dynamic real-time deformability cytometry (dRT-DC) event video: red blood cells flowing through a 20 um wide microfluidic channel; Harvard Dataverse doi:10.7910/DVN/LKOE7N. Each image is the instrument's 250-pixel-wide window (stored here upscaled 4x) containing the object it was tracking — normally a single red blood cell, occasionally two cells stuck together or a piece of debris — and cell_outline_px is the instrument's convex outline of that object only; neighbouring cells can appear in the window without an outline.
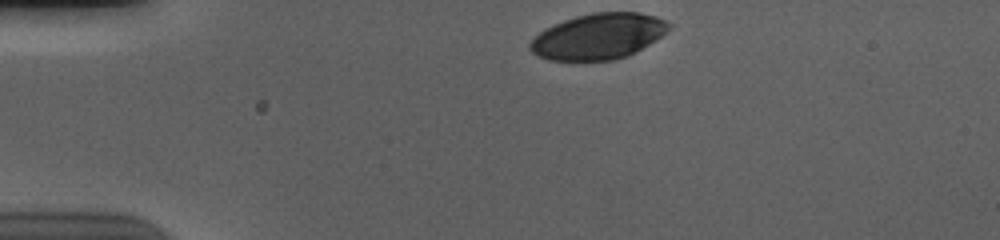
{"species": "human", "species_latin": "Homo sapiens", "temperature_condition": "cold", "stored_images_in_passage": 36, "camera_frame_rate_fps": 3000, "um_per_image_px": 0.085, "donor": {"sex": "male"}, "frame": {"image": 1, "passage_image": 1, "time_ms": 0.0, "image_size_px": [1000, 240], "cell_outline_px": [[672, 28], [648, 44], [628, 56], [616, 60], [548, 60], [536, 56], [528, 48], [528, 44], [544, 28], [564, 20], [576, 16], [592, 12], [640, 12], [656, 16], [672, 24]], "centroid_in_image_um": [50.85, 3.08], "position_along_channel_um": 34.1, "area_um2": 37.11}}
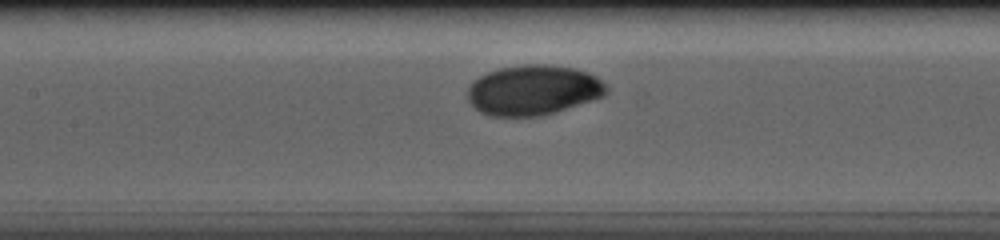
{"frame": {"image": 2, "passage_image": 16, "time_ms": 5.0, "image_size_px": [1000, 240], "cell_outline_px": [[608, 92], [604, 96], [556, 112], [540, 116], [488, 116], [480, 112], [468, 100], [468, 88], [472, 80], [488, 72], [500, 68], [524, 64], [544, 64], [576, 68], [588, 72], [596, 76], [608, 88]], "centroid_in_image_um": [45.32, 7.66], "position_along_channel_um": 162.1, "area_um2": 40.63}}
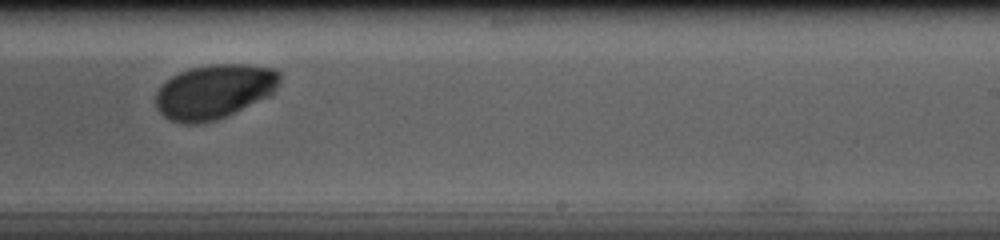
{"frame": {"image": 3, "passage_image": 25, "time_ms": 8.0, "image_size_px": [1000, 240], "cell_outline_px": [[280, 80], [272, 96], [228, 116], [216, 120], [200, 124], [184, 124], [172, 120], [164, 116], [156, 108], [156, 92], [160, 84], [172, 76], [180, 72], [192, 68], [216, 64], [248, 64], [276, 68], [280, 72]], "centroid_in_image_um": [18.25, 7.79], "position_along_channel_um": 270.7, "area_um2": 39.88}, "authors_computed_cell_mechanics": {"area_um2": 39.7953, "velocity_mm_per_s": 3.6467, "shape_relaxation_time_tau1_ms": 3.6583, "shape_relaxation_time_tau2_ms": null, "deformation_change_tau1": 0.1534, "deformation_change_tau2": null}}